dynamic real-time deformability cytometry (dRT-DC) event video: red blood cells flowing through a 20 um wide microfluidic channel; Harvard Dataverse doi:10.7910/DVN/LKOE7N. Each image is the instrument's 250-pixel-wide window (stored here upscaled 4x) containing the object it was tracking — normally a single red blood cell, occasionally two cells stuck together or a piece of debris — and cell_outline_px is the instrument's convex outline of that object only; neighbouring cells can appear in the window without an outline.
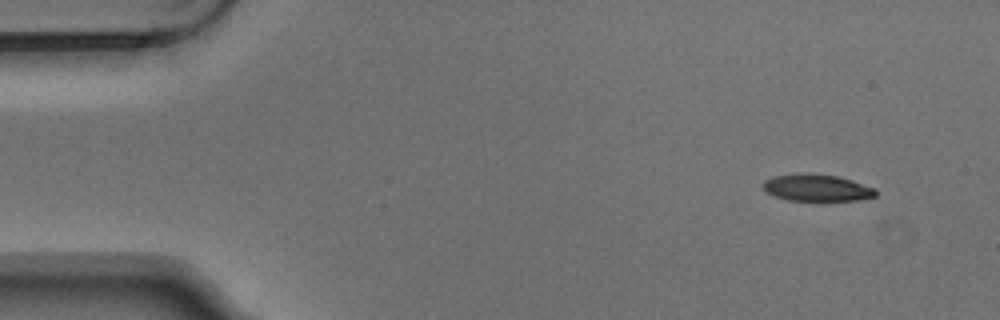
{"species": "Egyptian fruit bat (a non-hibernating species)", "species_latin": "Rousettus aegyptiacus", "temperature_condition": "warm", "stored_images_in_passage": 3, "camera_frame_rate_fps": 3000, "um_per_image_px": 0.085, "animal": {"sex": "male"}, "frame": {"image": 1, "passage_image": 1, "time_ms": 0.0, "image_size_px": [1000, 320], "cell_outline_px": [[876, 196], [860, 200], [820, 204], [788, 200], [772, 196], [764, 188], [764, 180], [772, 176], [804, 172], [808, 172], [840, 176], [876, 188]], "centroid_in_image_um": [69.47, 16.0], "position_along_channel_um": 15.5, "area_um2": 18.9}}